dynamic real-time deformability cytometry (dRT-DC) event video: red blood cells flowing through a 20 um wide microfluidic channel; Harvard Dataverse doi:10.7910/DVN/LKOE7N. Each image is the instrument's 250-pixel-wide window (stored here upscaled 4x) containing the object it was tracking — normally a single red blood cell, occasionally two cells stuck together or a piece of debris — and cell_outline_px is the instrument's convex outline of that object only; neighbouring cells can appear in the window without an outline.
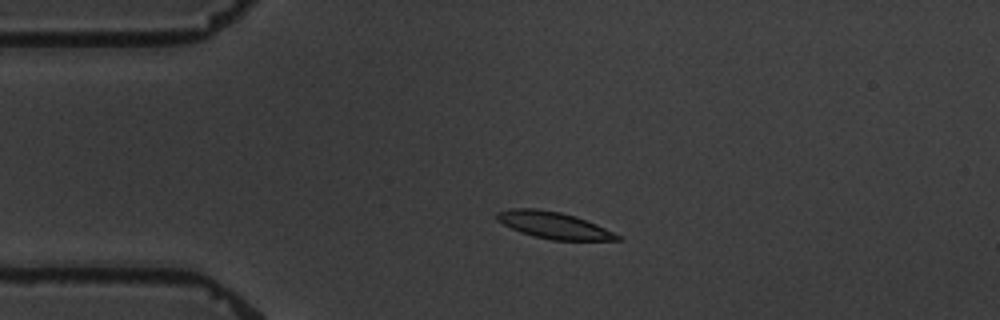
{"species": "common noctule bat (a hibernating species)", "species_latin": "Nyctalus noctula", "temperature_condition": "warm", "stored_images_in_passage": 3, "camera_frame_rate_fps": 3000, "um_per_image_px": 0.085, "animal": {"sex": "male", "body_mass_g": 19.5, "forearm_length_mm": 54.6}, "frame": {"image": 1, "passage_image": 2, "time_ms": 1.0, "image_size_px": [1000, 320], "cell_outline_px": [[624, 240], [552, 240], [532, 236], [520, 232], [496, 220], [496, 212], [512, 208], [536, 208], [560, 212], [576, 216], [596, 224], [620, 236]], "centroid_in_image_um": [47.04, 19.14], "position_along_channel_um": 38.0, "area_um2": 18.67}}
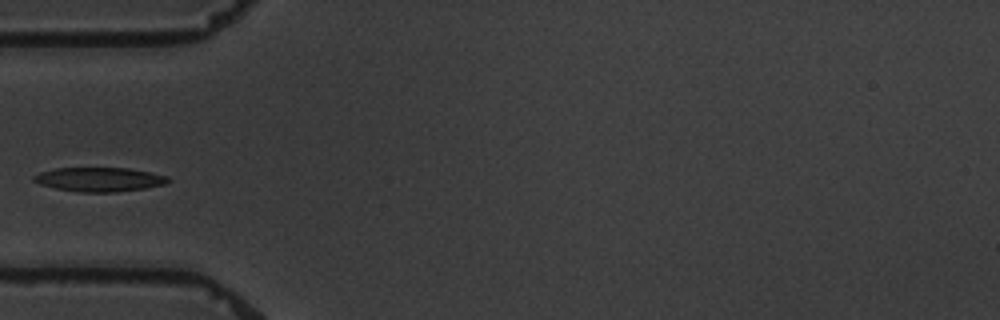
{"frame": {"image": 2, "passage_image": 3, "time_ms": 3.0, "image_size_px": [1000, 320], "cell_outline_px": [[172, 180], [164, 184], [144, 188], [116, 192], [80, 192], [56, 188], [40, 184], [32, 180], [32, 176], [40, 172], [56, 168], [128, 168], [168, 176]], "centroid_in_image_um": [8.43, 15.25], "position_along_channel_um": 76.6, "area_um2": 18.79}}